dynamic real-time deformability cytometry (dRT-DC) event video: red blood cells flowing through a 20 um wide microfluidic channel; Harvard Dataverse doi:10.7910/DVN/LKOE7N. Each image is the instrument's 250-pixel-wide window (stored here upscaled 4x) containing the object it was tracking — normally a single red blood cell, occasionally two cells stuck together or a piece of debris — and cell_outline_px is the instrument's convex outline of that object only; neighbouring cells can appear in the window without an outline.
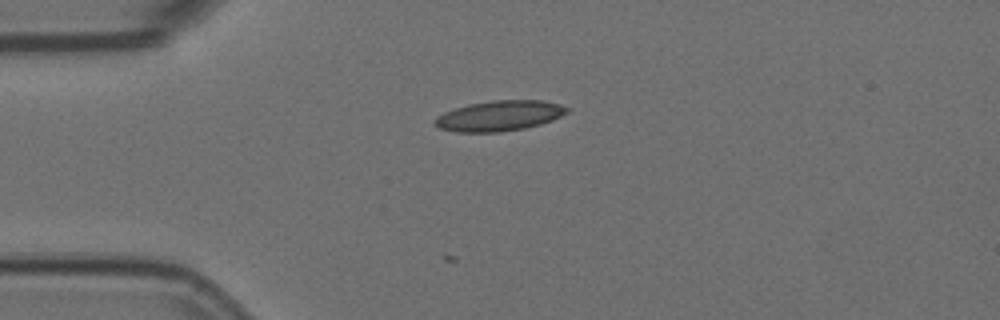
{"species": "Egyptian fruit bat (a non-hibernating species)", "species_latin": "Rousettus aegyptiacus", "temperature_condition": "room temperature", "stored_images_in_passage": 2, "camera_frame_rate_fps": 3000, "um_per_image_px": 0.085, "animal": {"sex": "female"}, "frame": {"image": 1, "passage_image": 2, "time_ms": 0.333, "image_size_px": [1000, 320], "cell_outline_px": [[572, 108], [568, 112], [552, 120], [540, 124], [524, 128], [500, 132], [456, 132], [440, 128], [432, 120], [436, 116], [444, 112], [468, 104], [492, 100], [544, 100], [560, 104]], "centroid_in_image_um": [42.46, 9.83], "position_along_channel_um": 42.5, "area_um2": 23.47}}